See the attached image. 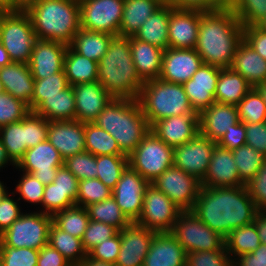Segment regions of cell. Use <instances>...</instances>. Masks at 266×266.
Listing matches in <instances>:
<instances>
[{"mask_svg":"<svg viewBox=\"0 0 266 266\" xmlns=\"http://www.w3.org/2000/svg\"><path fill=\"white\" fill-rule=\"evenodd\" d=\"M39 250L0 245L1 266H37Z\"/></svg>","mask_w":266,"mask_h":266,"instance_id":"cell-52","label":"cell"},{"mask_svg":"<svg viewBox=\"0 0 266 266\" xmlns=\"http://www.w3.org/2000/svg\"><path fill=\"white\" fill-rule=\"evenodd\" d=\"M37 40L30 16L22 9L10 10L3 19L0 41L12 62L29 63Z\"/></svg>","mask_w":266,"mask_h":266,"instance_id":"cell-7","label":"cell"},{"mask_svg":"<svg viewBox=\"0 0 266 266\" xmlns=\"http://www.w3.org/2000/svg\"><path fill=\"white\" fill-rule=\"evenodd\" d=\"M217 144L228 150H234L246 144L245 123L241 121L231 125V129L220 138Z\"/></svg>","mask_w":266,"mask_h":266,"instance_id":"cell-62","label":"cell"},{"mask_svg":"<svg viewBox=\"0 0 266 266\" xmlns=\"http://www.w3.org/2000/svg\"><path fill=\"white\" fill-rule=\"evenodd\" d=\"M121 247L120 232L112 238L103 241L101 244L95 246L88 255L96 260L102 262L116 263L117 257Z\"/></svg>","mask_w":266,"mask_h":266,"instance_id":"cell-57","label":"cell"},{"mask_svg":"<svg viewBox=\"0 0 266 266\" xmlns=\"http://www.w3.org/2000/svg\"><path fill=\"white\" fill-rule=\"evenodd\" d=\"M42 205L46 210L43 213L53 216L55 213L75 205V203L69 198V192L60 191L54 183H50L44 187Z\"/></svg>","mask_w":266,"mask_h":266,"instance_id":"cell-54","label":"cell"},{"mask_svg":"<svg viewBox=\"0 0 266 266\" xmlns=\"http://www.w3.org/2000/svg\"><path fill=\"white\" fill-rule=\"evenodd\" d=\"M78 266H116V265L114 263L102 262L93 259L87 254V257Z\"/></svg>","mask_w":266,"mask_h":266,"instance_id":"cell-68","label":"cell"},{"mask_svg":"<svg viewBox=\"0 0 266 266\" xmlns=\"http://www.w3.org/2000/svg\"><path fill=\"white\" fill-rule=\"evenodd\" d=\"M231 68L255 87L266 82V60L244 40L237 47Z\"/></svg>","mask_w":266,"mask_h":266,"instance_id":"cell-30","label":"cell"},{"mask_svg":"<svg viewBox=\"0 0 266 266\" xmlns=\"http://www.w3.org/2000/svg\"><path fill=\"white\" fill-rule=\"evenodd\" d=\"M133 64L139 77L145 82L158 79L162 70L164 50L155 45L129 36Z\"/></svg>","mask_w":266,"mask_h":266,"instance_id":"cell-29","label":"cell"},{"mask_svg":"<svg viewBox=\"0 0 266 266\" xmlns=\"http://www.w3.org/2000/svg\"><path fill=\"white\" fill-rule=\"evenodd\" d=\"M253 87L239 73L230 68H221L217 80L215 101L237 105Z\"/></svg>","mask_w":266,"mask_h":266,"instance_id":"cell-33","label":"cell"},{"mask_svg":"<svg viewBox=\"0 0 266 266\" xmlns=\"http://www.w3.org/2000/svg\"><path fill=\"white\" fill-rule=\"evenodd\" d=\"M236 106L242 123H261L266 121V104L254 87Z\"/></svg>","mask_w":266,"mask_h":266,"instance_id":"cell-46","label":"cell"},{"mask_svg":"<svg viewBox=\"0 0 266 266\" xmlns=\"http://www.w3.org/2000/svg\"><path fill=\"white\" fill-rule=\"evenodd\" d=\"M150 183L128 166L112 190V197L131 222H136L143 209V199Z\"/></svg>","mask_w":266,"mask_h":266,"instance_id":"cell-16","label":"cell"},{"mask_svg":"<svg viewBox=\"0 0 266 266\" xmlns=\"http://www.w3.org/2000/svg\"><path fill=\"white\" fill-rule=\"evenodd\" d=\"M202 64L201 56L195 49L167 48L163 52L159 79L183 85Z\"/></svg>","mask_w":266,"mask_h":266,"instance_id":"cell-18","label":"cell"},{"mask_svg":"<svg viewBox=\"0 0 266 266\" xmlns=\"http://www.w3.org/2000/svg\"><path fill=\"white\" fill-rule=\"evenodd\" d=\"M137 100L150 127L160 119L197 113L182 84L159 78L145 81Z\"/></svg>","mask_w":266,"mask_h":266,"instance_id":"cell-6","label":"cell"},{"mask_svg":"<svg viewBox=\"0 0 266 266\" xmlns=\"http://www.w3.org/2000/svg\"><path fill=\"white\" fill-rule=\"evenodd\" d=\"M246 144L266 156V121L245 123Z\"/></svg>","mask_w":266,"mask_h":266,"instance_id":"cell-60","label":"cell"},{"mask_svg":"<svg viewBox=\"0 0 266 266\" xmlns=\"http://www.w3.org/2000/svg\"><path fill=\"white\" fill-rule=\"evenodd\" d=\"M163 4L162 0H124L119 35L134 36L146 19Z\"/></svg>","mask_w":266,"mask_h":266,"instance_id":"cell-31","label":"cell"},{"mask_svg":"<svg viewBox=\"0 0 266 266\" xmlns=\"http://www.w3.org/2000/svg\"><path fill=\"white\" fill-rule=\"evenodd\" d=\"M47 140L59 151L64 160L84 152L86 151L84 122L49 121Z\"/></svg>","mask_w":266,"mask_h":266,"instance_id":"cell-23","label":"cell"},{"mask_svg":"<svg viewBox=\"0 0 266 266\" xmlns=\"http://www.w3.org/2000/svg\"><path fill=\"white\" fill-rule=\"evenodd\" d=\"M143 200L142 213L136 223L157 233L170 232L182 210L152 184L146 188Z\"/></svg>","mask_w":266,"mask_h":266,"instance_id":"cell-12","label":"cell"},{"mask_svg":"<svg viewBox=\"0 0 266 266\" xmlns=\"http://www.w3.org/2000/svg\"><path fill=\"white\" fill-rule=\"evenodd\" d=\"M75 95L76 118L80 122H93L114 98L98 81L72 86Z\"/></svg>","mask_w":266,"mask_h":266,"instance_id":"cell-24","label":"cell"},{"mask_svg":"<svg viewBox=\"0 0 266 266\" xmlns=\"http://www.w3.org/2000/svg\"><path fill=\"white\" fill-rule=\"evenodd\" d=\"M239 259V260H238ZM234 266H266V244L260 246L253 252L239 255Z\"/></svg>","mask_w":266,"mask_h":266,"instance_id":"cell-66","label":"cell"},{"mask_svg":"<svg viewBox=\"0 0 266 266\" xmlns=\"http://www.w3.org/2000/svg\"><path fill=\"white\" fill-rule=\"evenodd\" d=\"M85 149L89 153L99 155H124L116 139L93 122L84 123Z\"/></svg>","mask_w":266,"mask_h":266,"instance_id":"cell-39","label":"cell"},{"mask_svg":"<svg viewBox=\"0 0 266 266\" xmlns=\"http://www.w3.org/2000/svg\"><path fill=\"white\" fill-rule=\"evenodd\" d=\"M243 40L266 60V32L257 25L244 26Z\"/></svg>","mask_w":266,"mask_h":266,"instance_id":"cell-64","label":"cell"},{"mask_svg":"<svg viewBox=\"0 0 266 266\" xmlns=\"http://www.w3.org/2000/svg\"><path fill=\"white\" fill-rule=\"evenodd\" d=\"M30 0H17V10L22 9L24 4L27 3Z\"/></svg>","mask_w":266,"mask_h":266,"instance_id":"cell-76","label":"cell"},{"mask_svg":"<svg viewBox=\"0 0 266 266\" xmlns=\"http://www.w3.org/2000/svg\"><path fill=\"white\" fill-rule=\"evenodd\" d=\"M12 61L9 58L8 52L4 49L0 41V68L10 64Z\"/></svg>","mask_w":266,"mask_h":266,"instance_id":"cell-69","label":"cell"},{"mask_svg":"<svg viewBox=\"0 0 266 266\" xmlns=\"http://www.w3.org/2000/svg\"><path fill=\"white\" fill-rule=\"evenodd\" d=\"M0 140L16 166L27 150V116L18 122L0 127Z\"/></svg>","mask_w":266,"mask_h":266,"instance_id":"cell-37","label":"cell"},{"mask_svg":"<svg viewBox=\"0 0 266 266\" xmlns=\"http://www.w3.org/2000/svg\"><path fill=\"white\" fill-rule=\"evenodd\" d=\"M44 187L33 174L25 172L16 187V192L27 202L42 204Z\"/></svg>","mask_w":266,"mask_h":266,"instance_id":"cell-55","label":"cell"},{"mask_svg":"<svg viewBox=\"0 0 266 266\" xmlns=\"http://www.w3.org/2000/svg\"><path fill=\"white\" fill-rule=\"evenodd\" d=\"M98 82L114 97L137 99L144 85L133 64L130 40L114 36L97 66Z\"/></svg>","mask_w":266,"mask_h":266,"instance_id":"cell-4","label":"cell"},{"mask_svg":"<svg viewBox=\"0 0 266 266\" xmlns=\"http://www.w3.org/2000/svg\"><path fill=\"white\" fill-rule=\"evenodd\" d=\"M260 244L261 241L254 223L234 229L225 238L226 251L229 255L234 254L235 257L253 252Z\"/></svg>","mask_w":266,"mask_h":266,"instance_id":"cell-41","label":"cell"},{"mask_svg":"<svg viewBox=\"0 0 266 266\" xmlns=\"http://www.w3.org/2000/svg\"><path fill=\"white\" fill-rule=\"evenodd\" d=\"M81 28L119 35L124 0H79Z\"/></svg>","mask_w":266,"mask_h":266,"instance_id":"cell-11","label":"cell"},{"mask_svg":"<svg viewBox=\"0 0 266 266\" xmlns=\"http://www.w3.org/2000/svg\"><path fill=\"white\" fill-rule=\"evenodd\" d=\"M111 196L112 190L98 178L81 180L78 182L76 205L86 208L90 204L109 199Z\"/></svg>","mask_w":266,"mask_h":266,"instance_id":"cell-48","label":"cell"},{"mask_svg":"<svg viewBox=\"0 0 266 266\" xmlns=\"http://www.w3.org/2000/svg\"><path fill=\"white\" fill-rule=\"evenodd\" d=\"M174 148L159 139L150 129L128 156L129 166L150 184L173 166Z\"/></svg>","mask_w":266,"mask_h":266,"instance_id":"cell-8","label":"cell"},{"mask_svg":"<svg viewBox=\"0 0 266 266\" xmlns=\"http://www.w3.org/2000/svg\"><path fill=\"white\" fill-rule=\"evenodd\" d=\"M170 20V5L164 3L142 24L134 37L141 41L160 47L169 48L168 25Z\"/></svg>","mask_w":266,"mask_h":266,"instance_id":"cell-32","label":"cell"},{"mask_svg":"<svg viewBox=\"0 0 266 266\" xmlns=\"http://www.w3.org/2000/svg\"><path fill=\"white\" fill-rule=\"evenodd\" d=\"M121 247L116 266H143L151 242L157 232L136 222H131L120 231Z\"/></svg>","mask_w":266,"mask_h":266,"instance_id":"cell-17","label":"cell"},{"mask_svg":"<svg viewBox=\"0 0 266 266\" xmlns=\"http://www.w3.org/2000/svg\"><path fill=\"white\" fill-rule=\"evenodd\" d=\"M246 188L258 211H266V160Z\"/></svg>","mask_w":266,"mask_h":266,"instance_id":"cell-58","label":"cell"},{"mask_svg":"<svg viewBox=\"0 0 266 266\" xmlns=\"http://www.w3.org/2000/svg\"><path fill=\"white\" fill-rule=\"evenodd\" d=\"M113 37L114 35L109 33L90 31L80 28L73 37L69 46L76 53L85 56L89 60L99 62L106 53Z\"/></svg>","mask_w":266,"mask_h":266,"instance_id":"cell-35","label":"cell"},{"mask_svg":"<svg viewBox=\"0 0 266 266\" xmlns=\"http://www.w3.org/2000/svg\"><path fill=\"white\" fill-rule=\"evenodd\" d=\"M214 232L226 238L236 228L253 223L258 212L245 186H201L191 210Z\"/></svg>","mask_w":266,"mask_h":266,"instance_id":"cell-1","label":"cell"},{"mask_svg":"<svg viewBox=\"0 0 266 266\" xmlns=\"http://www.w3.org/2000/svg\"><path fill=\"white\" fill-rule=\"evenodd\" d=\"M52 217L53 223L59 229L80 239L90 221L87 209L76 204L55 213Z\"/></svg>","mask_w":266,"mask_h":266,"instance_id":"cell-40","label":"cell"},{"mask_svg":"<svg viewBox=\"0 0 266 266\" xmlns=\"http://www.w3.org/2000/svg\"><path fill=\"white\" fill-rule=\"evenodd\" d=\"M254 88L259 92L263 101L266 104V82H262L259 85L255 86Z\"/></svg>","mask_w":266,"mask_h":266,"instance_id":"cell-72","label":"cell"},{"mask_svg":"<svg viewBox=\"0 0 266 266\" xmlns=\"http://www.w3.org/2000/svg\"><path fill=\"white\" fill-rule=\"evenodd\" d=\"M69 86L64 69L44 79H35L32 96V112L44 101L45 97H54Z\"/></svg>","mask_w":266,"mask_h":266,"instance_id":"cell-45","label":"cell"},{"mask_svg":"<svg viewBox=\"0 0 266 266\" xmlns=\"http://www.w3.org/2000/svg\"><path fill=\"white\" fill-rule=\"evenodd\" d=\"M79 181L97 178L96 156L84 151L67 157L63 164Z\"/></svg>","mask_w":266,"mask_h":266,"instance_id":"cell-49","label":"cell"},{"mask_svg":"<svg viewBox=\"0 0 266 266\" xmlns=\"http://www.w3.org/2000/svg\"><path fill=\"white\" fill-rule=\"evenodd\" d=\"M170 233L187 252L225 248V238L203 223L192 211H182Z\"/></svg>","mask_w":266,"mask_h":266,"instance_id":"cell-10","label":"cell"},{"mask_svg":"<svg viewBox=\"0 0 266 266\" xmlns=\"http://www.w3.org/2000/svg\"><path fill=\"white\" fill-rule=\"evenodd\" d=\"M243 26H255L266 17V0H229Z\"/></svg>","mask_w":266,"mask_h":266,"instance_id":"cell-47","label":"cell"},{"mask_svg":"<svg viewBox=\"0 0 266 266\" xmlns=\"http://www.w3.org/2000/svg\"><path fill=\"white\" fill-rule=\"evenodd\" d=\"M49 121L30 112L27 115V149L47 140Z\"/></svg>","mask_w":266,"mask_h":266,"instance_id":"cell-56","label":"cell"},{"mask_svg":"<svg viewBox=\"0 0 266 266\" xmlns=\"http://www.w3.org/2000/svg\"><path fill=\"white\" fill-rule=\"evenodd\" d=\"M79 180L63 165L57 169L53 183L60 191L69 192V198L76 204Z\"/></svg>","mask_w":266,"mask_h":266,"instance_id":"cell-61","label":"cell"},{"mask_svg":"<svg viewBox=\"0 0 266 266\" xmlns=\"http://www.w3.org/2000/svg\"><path fill=\"white\" fill-rule=\"evenodd\" d=\"M23 9L30 16L38 40L69 46L81 28L79 0H30Z\"/></svg>","mask_w":266,"mask_h":266,"instance_id":"cell-3","label":"cell"},{"mask_svg":"<svg viewBox=\"0 0 266 266\" xmlns=\"http://www.w3.org/2000/svg\"><path fill=\"white\" fill-rule=\"evenodd\" d=\"M186 251L170 232L154 235L143 266H185Z\"/></svg>","mask_w":266,"mask_h":266,"instance_id":"cell-27","label":"cell"},{"mask_svg":"<svg viewBox=\"0 0 266 266\" xmlns=\"http://www.w3.org/2000/svg\"><path fill=\"white\" fill-rule=\"evenodd\" d=\"M68 46L61 42L36 40L28 63L34 79H44L63 70Z\"/></svg>","mask_w":266,"mask_h":266,"instance_id":"cell-22","label":"cell"},{"mask_svg":"<svg viewBox=\"0 0 266 266\" xmlns=\"http://www.w3.org/2000/svg\"><path fill=\"white\" fill-rule=\"evenodd\" d=\"M37 266H73L58 250L49 244L39 250Z\"/></svg>","mask_w":266,"mask_h":266,"instance_id":"cell-65","label":"cell"},{"mask_svg":"<svg viewBox=\"0 0 266 266\" xmlns=\"http://www.w3.org/2000/svg\"><path fill=\"white\" fill-rule=\"evenodd\" d=\"M93 123L109 132L126 156L134 151L150 131L137 99L113 98Z\"/></svg>","mask_w":266,"mask_h":266,"instance_id":"cell-5","label":"cell"},{"mask_svg":"<svg viewBox=\"0 0 266 266\" xmlns=\"http://www.w3.org/2000/svg\"><path fill=\"white\" fill-rule=\"evenodd\" d=\"M257 26H258L261 30H263V31L266 32V17H265L263 20H261V21L257 24Z\"/></svg>","mask_w":266,"mask_h":266,"instance_id":"cell-75","label":"cell"},{"mask_svg":"<svg viewBox=\"0 0 266 266\" xmlns=\"http://www.w3.org/2000/svg\"><path fill=\"white\" fill-rule=\"evenodd\" d=\"M52 215L40 212L23 214L0 234V245L40 250L48 244Z\"/></svg>","mask_w":266,"mask_h":266,"instance_id":"cell-9","label":"cell"},{"mask_svg":"<svg viewBox=\"0 0 266 266\" xmlns=\"http://www.w3.org/2000/svg\"><path fill=\"white\" fill-rule=\"evenodd\" d=\"M216 144L199 133L194 139L174 148L173 165L202 181Z\"/></svg>","mask_w":266,"mask_h":266,"instance_id":"cell-14","label":"cell"},{"mask_svg":"<svg viewBox=\"0 0 266 266\" xmlns=\"http://www.w3.org/2000/svg\"><path fill=\"white\" fill-rule=\"evenodd\" d=\"M232 153L239 179L244 185H247L261 169L266 156L247 144L232 150Z\"/></svg>","mask_w":266,"mask_h":266,"instance_id":"cell-43","label":"cell"},{"mask_svg":"<svg viewBox=\"0 0 266 266\" xmlns=\"http://www.w3.org/2000/svg\"><path fill=\"white\" fill-rule=\"evenodd\" d=\"M9 11L10 9L0 5V32H1V25H2L3 19Z\"/></svg>","mask_w":266,"mask_h":266,"instance_id":"cell-73","label":"cell"},{"mask_svg":"<svg viewBox=\"0 0 266 266\" xmlns=\"http://www.w3.org/2000/svg\"><path fill=\"white\" fill-rule=\"evenodd\" d=\"M8 194L3 183L0 181V201Z\"/></svg>","mask_w":266,"mask_h":266,"instance_id":"cell-74","label":"cell"},{"mask_svg":"<svg viewBox=\"0 0 266 266\" xmlns=\"http://www.w3.org/2000/svg\"><path fill=\"white\" fill-rule=\"evenodd\" d=\"M0 80L5 91L28 105L32 112L34 81L29 65L22 62H11L0 68Z\"/></svg>","mask_w":266,"mask_h":266,"instance_id":"cell-28","label":"cell"},{"mask_svg":"<svg viewBox=\"0 0 266 266\" xmlns=\"http://www.w3.org/2000/svg\"><path fill=\"white\" fill-rule=\"evenodd\" d=\"M244 26L230 7L202 11L195 50L203 64L230 68L239 44L243 41Z\"/></svg>","mask_w":266,"mask_h":266,"instance_id":"cell-2","label":"cell"},{"mask_svg":"<svg viewBox=\"0 0 266 266\" xmlns=\"http://www.w3.org/2000/svg\"><path fill=\"white\" fill-rule=\"evenodd\" d=\"M5 91L4 85L2 83V81L0 80V94H3Z\"/></svg>","mask_w":266,"mask_h":266,"instance_id":"cell-77","label":"cell"},{"mask_svg":"<svg viewBox=\"0 0 266 266\" xmlns=\"http://www.w3.org/2000/svg\"><path fill=\"white\" fill-rule=\"evenodd\" d=\"M48 244L58 250L73 266H78L87 257L82 240L62 231L54 223L49 229Z\"/></svg>","mask_w":266,"mask_h":266,"instance_id":"cell-38","label":"cell"},{"mask_svg":"<svg viewBox=\"0 0 266 266\" xmlns=\"http://www.w3.org/2000/svg\"><path fill=\"white\" fill-rule=\"evenodd\" d=\"M64 159L59 151L45 140L28 148L16 167L26 173L33 174L44 186L53 183L57 169L62 167Z\"/></svg>","mask_w":266,"mask_h":266,"instance_id":"cell-15","label":"cell"},{"mask_svg":"<svg viewBox=\"0 0 266 266\" xmlns=\"http://www.w3.org/2000/svg\"><path fill=\"white\" fill-rule=\"evenodd\" d=\"M200 19L201 10L178 9L170 6L169 48L195 49Z\"/></svg>","mask_w":266,"mask_h":266,"instance_id":"cell-19","label":"cell"},{"mask_svg":"<svg viewBox=\"0 0 266 266\" xmlns=\"http://www.w3.org/2000/svg\"><path fill=\"white\" fill-rule=\"evenodd\" d=\"M220 67L202 64L191 79L183 84L193 109L200 113L215 101L216 85Z\"/></svg>","mask_w":266,"mask_h":266,"instance_id":"cell-21","label":"cell"},{"mask_svg":"<svg viewBox=\"0 0 266 266\" xmlns=\"http://www.w3.org/2000/svg\"><path fill=\"white\" fill-rule=\"evenodd\" d=\"M0 5L10 10H17V0H0Z\"/></svg>","mask_w":266,"mask_h":266,"instance_id":"cell-71","label":"cell"},{"mask_svg":"<svg viewBox=\"0 0 266 266\" xmlns=\"http://www.w3.org/2000/svg\"><path fill=\"white\" fill-rule=\"evenodd\" d=\"M97 178L109 189L113 190L122 176V173L129 166L126 155H99L96 156Z\"/></svg>","mask_w":266,"mask_h":266,"instance_id":"cell-44","label":"cell"},{"mask_svg":"<svg viewBox=\"0 0 266 266\" xmlns=\"http://www.w3.org/2000/svg\"><path fill=\"white\" fill-rule=\"evenodd\" d=\"M238 122V109L232 104L214 102L199 113L200 134L215 142Z\"/></svg>","mask_w":266,"mask_h":266,"instance_id":"cell-26","label":"cell"},{"mask_svg":"<svg viewBox=\"0 0 266 266\" xmlns=\"http://www.w3.org/2000/svg\"><path fill=\"white\" fill-rule=\"evenodd\" d=\"M150 129L159 139L175 148L194 139L200 133L199 113L160 119Z\"/></svg>","mask_w":266,"mask_h":266,"instance_id":"cell-20","label":"cell"},{"mask_svg":"<svg viewBox=\"0 0 266 266\" xmlns=\"http://www.w3.org/2000/svg\"><path fill=\"white\" fill-rule=\"evenodd\" d=\"M172 8L216 11L229 7V0H167Z\"/></svg>","mask_w":266,"mask_h":266,"instance_id":"cell-59","label":"cell"},{"mask_svg":"<svg viewBox=\"0 0 266 266\" xmlns=\"http://www.w3.org/2000/svg\"><path fill=\"white\" fill-rule=\"evenodd\" d=\"M253 223L256 227L261 244H266V211H258L254 216Z\"/></svg>","mask_w":266,"mask_h":266,"instance_id":"cell-67","label":"cell"},{"mask_svg":"<svg viewBox=\"0 0 266 266\" xmlns=\"http://www.w3.org/2000/svg\"><path fill=\"white\" fill-rule=\"evenodd\" d=\"M86 209L91 221L103 222L115 227L118 231L131 223L112 196L101 202L90 204Z\"/></svg>","mask_w":266,"mask_h":266,"instance_id":"cell-42","label":"cell"},{"mask_svg":"<svg viewBox=\"0 0 266 266\" xmlns=\"http://www.w3.org/2000/svg\"><path fill=\"white\" fill-rule=\"evenodd\" d=\"M231 258V259H230ZM226 248L209 251H190L186 255L185 266H234Z\"/></svg>","mask_w":266,"mask_h":266,"instance_id":"cell-50","label":"cell"},{"mask_svg":"<svg viewBox=\"0 0 266 266\" xmlns=\"http://www.w3.org/2000/svg\"><path fill=\"white\" fill-rule=\"evenodd\" d=\"M151 184L166 194L182 211L193 209L201 188V181L174 165Z\"/></svg>","mask_w":266,"mask_h":266,"instance_id":"cell-13","label":"cell"},{"mask_svg":"<svg viewBox=\"0 0 266 266\" xmlns=\"http://www.w3.org/2000/svg\"><path fill=\"white\" fill-rule=\"evenodd\" d=\"M48 121L75 120V95L72 86L54 97H45V101L34 111Z\"/></svg>","mask_w":266,"mask_h":266,"instance_id":"cell-34","label":"cell"},{"mask_svg":"<svg viewBox=\"0 0 266 266\" xmlns=\"http://www.w3.org/2000/svg\"><path fill=\"white\" fill-rule=\"evenodd\" d=\"M30 109L23 101L11 94H0V127L23 120Z\"/></svg>","mask_w":266,"mask_h":266,"instance_id":"cell-51","label":"cell"},{"mask_svg":"<svg viewBox=\"0 0 266 266\" xmlns=\"http://www.w3.org/2000/svg\"><path fill=\"white\" fill-rule=\"evenodd\" d=\"M8 161L12 162V160L7 155L6 149L0 140V169L1 167H4L3 165L8 163Z\"/></svg>","mask_w":266,"mask_h":266,"instance_id":"cell-70","label":"cell"},{"mask_svg":"<svg viewBox=\"0 0 266 266\" xmlns=\"http://www.w3.org/2000/svg\"><path fill=\"white\" fill-rule=\"evenodd\" d=\"M201 186L211 188L245 186L239 179L232 150L216 144Z\"/></svg>","mask_w":266,"mask_h":266,"instance_id":"cell-25","label":"cell"},{"mask_svg":"<svg viewBox=\"0 0 266 266\" xmlns=\"http://www.w3.org/2000/svg\"><path fill=\"white\" fill-rule=\"evenodd\" d=\"M119 231L110 225L103 222L89 221L87 229L82 237V246L88 254L95 246L101 244L113 236Z\"/></svg>","mask_w":266,"mask_h":266,"instance_id":"cell-53","label":"cell"},{"mask_svg":"<svg viewBox=\"0 0 266 266\" xmlns=\"http://www.w3.org/2000/svg\"><path fill=\"white\" fill-rule=\"evenodd\" d=\"M21 215L17 202L7 194L0 201V234L7 230Z\"/></svg>","mask_w":266,"mask_h":266,"instance_id":"cell-63","label":"cell"},{"mask_svg":"<svg viewBox=\"0 0 266 266\" xmlns=\"http://www.w3.org/2000/svg\"><path fill=\"white\" fill-rule=\"evenodd\" d=\"M98 62L89 60L68 46L64 57V72L70 86L98 81Z\"/></svg>","mask_w":266,"mask_h":266,"instance_id":"cell-36","label":"cell"}]
</instances>
